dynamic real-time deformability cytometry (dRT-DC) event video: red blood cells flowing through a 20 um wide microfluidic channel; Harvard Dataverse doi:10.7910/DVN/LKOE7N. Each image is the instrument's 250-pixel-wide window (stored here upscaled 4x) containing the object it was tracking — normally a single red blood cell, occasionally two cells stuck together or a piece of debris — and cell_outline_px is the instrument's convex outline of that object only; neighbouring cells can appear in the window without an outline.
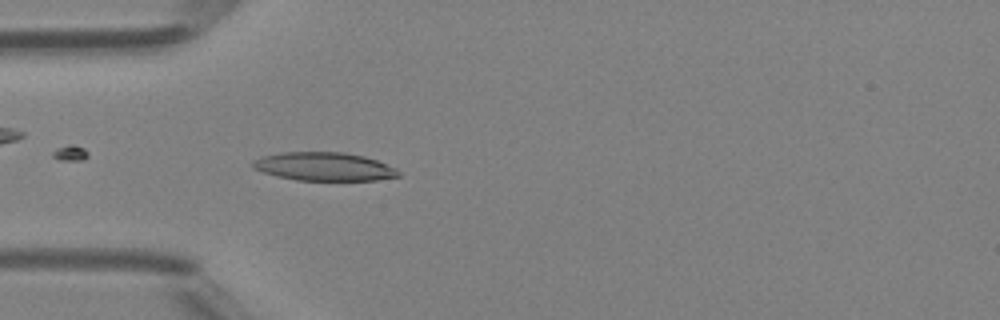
{"species": "Egyptian fruit bat (a non-hibernating species)", "species_latin": "Rousettus aegyptiacus", "temperature_condition": "room temperature", "stored_images_in_passage": 20, "camera_frame_rate_fps": 3000, "um_per_image_px": 0.085, "animal": {"sex": "female"}, "frame": {"image": 1, "passage_image": 12, "time_ms": 3.667, "image_size_px": [1000, 320], "cell_outline_px": [[400, 176], [376, 180], [296, 180], [276, 176], [252, 168], [252, 160], [264, 156], [280, 152], [344, 152], [364, 156], [376, 160], [396, 168], [400, 172]], "centroid_in_image_um": [27.54, 14.15], "position_along_channel_um": 57.5, "area_um2": 24.1}}